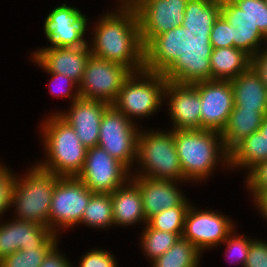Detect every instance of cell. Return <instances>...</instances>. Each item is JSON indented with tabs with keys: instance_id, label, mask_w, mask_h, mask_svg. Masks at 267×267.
I'll return each mask as SVG.
<instances>
[{
	"instance_id": "1",
	"label": "cell",
	"mask_w": 267,
	"mask_h": 267,
	"mask_svg": "<svg viewBox=\"0 0 267 267\" xmlns=\"http://www.w3.org/2000/svg\"><path fill=\"white\" fill-rule=\"evenodd\" d=\"M210 33L188 31L180 25L156 36L144 48V69L178 84L211 80Z\"/></svg>"
},
{
	"instance_id": "2",
	"label": "cell",
	"mask_w": 267,
	"mask_h": 267,
	"mask_svg": "<svg viewBox=\"0 0 267 267\" xmlns=\"http://www.w3.org/2000/svg\"><path fill=\"white\" fill-rule=\"evenodd\" d=\"M120 11L105 14L96 24L91 55L119 63L132 72L144 69V47L138 17L130 4H121Z\"/></svg>"
},
{
	"instance_id": "3",
	"label": "cell",
	"mask_w": 267,
	"mask_h": 267,
	"mask_svg": "<svg viewBox=\"0 0 267 267\" xmlns=\"http://www.w3.org/2000/svg\"><path fill=\"white\" fill-rule=\"evenodd\" d=\"M174 141L185 181L205 179L215 170L213 168L219 159L229 166V152L223 144L221 132L179 129L174 130Z\"/></svg>"
},
{
	"instance_id": "4",
	"label": "cell",
	"mask_w": 267,
	"mask_h": 267,
	"mask_svg": "<svg viewBox=\"0 0 267 267\" xmlns=\"http://www.w3.org/2000/svg\"><path fill=\"white\" fill-rule=\"evenodd\" d=\"M47 161L38 164L59 177H77L83 169L87 148L75 130L57 113L43 122Z\"/></svg>"
},
{
	"instance_id": "5",
	"label": "cell",
	"mask_w": 267,
	"mask_h": 267,
	"mask_svg": "<svg viewBox=\"0 0 267 267\" xmlns=\"http://www.w3.org/2000/svg\"><path fill=\"white\" fill-rule=\"evenodd\" d=\"M36 164L27 172L24 179L19 180L16 175L11 205L16 208V219L48 227L52 195L59 176Z\"/></svg>"
},
{
	"instance_id": "6",
	"label": "cell",
	"mask_w": 267,
	"mask_h": 267,
	"mask_svg": "<svg viewBox=\"0 0 267 267\" xmlns=\"http://www.w3.org/2000/svg\"><path fill=\"white\" fill-rule=\"evenodd\" d=\"M137 159L144 168L137 176L184 181L183 171L174 141V130L139 132ZM145 170V172H144Z\"/></svg>"
},
{
	"instance_id": "7",
	"label": "cell",
	"mask_w": 267,
	"mask_h": 267,
	"mask_svg": "<svg viewBox=\"0 0 267 267\" xmlns=\"http://www.w3.org/2000/svg\"><path fill=\"white\" fill-rule=\"evenodd\" d=\"M138 75L142 80L137 79ZM166 84L167 80L162 73L145 69L132 72L124 82L112 106L132 121V116L138 118L152 115L164 101Z\"/></svg>"
},
{
	"instance_id": "8",
	"label": "cell",
	"mask_w": 267,
	"mask_h": 267,
	"mask_svg": "<svg viewBox=\"0 0 267 267\" xmlns=\"http://www.w3.org/2000/svg\"><path fill=\"white\" fill-rule=\"evenodd\" d=\"M93 194L78 177H59L54 187L48 215V227L51 231L57 234V226L69 228L80 224Z\"/></svg>"
},
{
	"instance_id": "9",
	"label": "cell",
	"mask_w": 267,
	"mask_h": 267,
	"mask_svg": "<svg viewBox=\"0 0 267 267\" xmlns=\"http://www.w3.org/2000/svg\"><path fill=\"white\" fill-rule=\"evenodd\" d=\"M131 73L130 69L119 63L90 55L77 87L80 97L112 105Z\"/></svg>"
},
{
	"instance_id": "10",
	"label": "cell",
	"mask_w": 267,
	"mask_h": 267,
	"mask_svg": "<svg viewBox=\"0 0 267 267\" xmlns=\"http://www.w3.org/2000/svg\"><path fill=\"white\" fill-rule=\"evenodd\" d=\"M138 134L133 121L110 105L102 115L98 146L131 170V162L137 160Z\"/></svg>"
},
{
	"instance_id": "11",
	"label": "cell",
	"mask_w": 267,
	"mask_h": 267,
	"mask_svg": "<svg viewBox=\"0 0 267 267\" xmlns=\"http://www.w3.org/2000/svg\"><path fill=\"white\" fill-rule=\"evenodd\" d=\"M189 0H132L145 48L156 36L182 25Z\"/></svg>"
},
{
	"instance_id": "12",
	"label": "cell",
	"mask_w": 267,
	"mask_h": 267,
	"mask_svg": "<svg viewBox=\"0 0 267 267\" xmlns=\"http://www.w3.org/2000/svg\"><path fill=\"white\" fill-rule=\"evenodd\" d=\"M129 169L105 149H87L85 163L77 176L93 193H112L130 181ZM126 182V183H125Z\"/></svg>"
},
{
	"instance_id": "13",
	"label": "cell",
	"mask_w": 267,
	"mask_h": 267,
	"mask_svg": "<svg viewBox=\"0 0 267 267\" xmlns=\"http://www.w3.org/2000/svg\"><path fill=\"white\" fill-rule=\"evenodd\" d=\"M201 101V129L222 132L234 108V94L229 80H206L192 84Z\"/></svg>"
},
{
	"instance_id": "14",
	"label": "cell",
	"mask_w": 267,
	"mask_h": 267,
	"mask_svg": "<svg viewBox=\"0 0 267 267\" xmlns=\"http://www.w3.org/2000/svg\"><path fill=\"white\" fill-rule=\"evenodd\" d=\"M233 230V223L228 217L216 211L193 209L190 204L184 219L182 238L203 251L222 243Z\"/></svg>"
},
{
	"instance_id": "15",
	"label": "cell",
	"mask_w": 267,
	"mask_h": 267,
	"mask_svg": "<svg viewBox=\"0 0 267 267\" xmlns=\"http://www.w3.org/2000/svg\"><path fill=\"white\" fill-rule=\"evenodd\" d=\"M57 235L45 225L16 219L0 225V261L21 249L53 248Z\"/></svg>"
},
{
	"instance_id": "16",
	"label": "cell",
	"mask_w": 267,
	"mask_h": 267,
	"mask_svg": "<svg viewBox=\"0 0 267 267\" xmlns=\"http://www.w3.org/2000/svg\"><path fill=\"white\" fill-rule=\"evenodd\" d=\"M84 15L65 3L53 9L44 23V33L51 43L49 47L88 45L84 39L88 19Z\"/></svg>"
},
{
	"instance_id": "17",
	"label": "cell",
	"mask_w": 267,
	"mask_h": 267,
	"mask_svg": "<svg viewBox=\"0 0 267 267\" xmlns=\"http://www.w3.org/2000/svg\"><path fill=\"white\" fill-rule=\"evenodd\" d=\"M34 61L46 72L63 74L80 84L88 58L90 45L81 47H48L33 53Z\"/></svg>"
},
{
	"instance_id": "18",
	"label": "cell",
	"mask_w": 267,
	"mask_h": 267,
	"mask_svg": "<svg viewBox=\"0 0 267 267\" xmlns=\"http://www.w3.org/2000/svg\"><path fill=\"white\" fill-rule=\"evenodd\" d=\"M110 105L98 100L79 97L72 102L68 113H57L74 130L81 143L87 148L98 146L102 115Z\"/></svg>"
},
{
	"instance_id": "19",
	"label": "cell",
	"mask_w": 267,
	"mask_h": 267,
	"mask_svg": "<svg viewBox=\"0 0 267 267\" xmlns=\"http://www.w3.org/2000/svg\"><path fill=\"white\" fill-rule=\"evenodd\" d=\"M164 97L169 99L173 130L201 129V101L198 90L192 84L167 81Z\"/></svg>"
},
{
	"instance_id": "20",
	"label": "cell",
	"mask_w": 267,
	"mask_h": 267,
	"mask_svg": "<svg viewBox=\"0 0 267 267\" xmlns=\"http://www.w3.org/2000/svg\"><path fill=\"white\" fill-rule=\"evenodd\" d=\"M133 180L140 190L144 214L148 220L153 215L176 206L187 198L175 186L176 182L168 179H155L134 176Z\"/></svg>"
},
{
	"instance_id": "21",
	"label": "cell",
	"mask_w": 267,
	"mask_h": 267,
	"mask_svg": "<svg viewBox=\"0 0 267 267\" xmlns=\"http://www.w3.org/2000/svg\"><path fill=\"white\" fill-rule=\"evenodd\" d=\"M220 14L234 27V48L243 50L251 58L260 51L262 40L267 41V38L259 31L257 25H254L246 16L244 11L232 1H221Z\"/></svg>"
},
{
	"instance_id": "22",
	"label": "cell",
	"mask_w": 267,
	"mask_h": 267,
	"mask_svg": "<svg viewBox=\"0 0 267 267\" xmlns=\"http://www.w3.org/2000/svg\"><path fill=\"white\" fill-rule=\"evenodd\" d=\"M230 83L236 108L258 109L262 114L267 115V87L252 66Z\"/></svg>"
},
{
	"instance_id": "23",
	"label": "cell",
	"mask_w": 267,
	"mask_h": 267,
	"mask_svg": "<svg viewBox=\"0 0 267 267\" xmlns=\"http://www.w3.org/2000/svg\"><path fill=\"white\" fill-rule=\"evenodd\" d=\"M131 181L111 193L114 225L128 226L136 222L147 224L140 190L138 185L133 180Z\"/></svg>"
},
{
	"instance_id": "24",
	"label": "cell",
	"mask_w": 267,
	"mask_h": 267,
	"mask_svg": "<svg viewBox=\"0 0 267 267\" xmlns=\"http://www.w3.org/2000/svg\"><path fill=\"white\" fill-rule=\"evenodd\" d=\"M265 115L258 109L236 108L230 113L228 123L221 132L223 144L230 152L239 142L259 131Z\"/></svg>"
},
{
	"instance_id": "25",
	"label": "cell",
	"mask_w": 267,
	"mask_h": 267,
	"mask_svg": "<svg viewBox=\"0 0 267 267\" xmlns=\"http://www.w3.org/2000/svg\"><path fill=\"white\" fill-rule=\"evenodd\" d=\"M251 66V57L234 47L213 49L210 56L211 79L233 80Z\"/></svg>"
},
{
	"instance_id": "26",
	"label": "cell",
	"mask_w": 267,
	"mask_h": 267,
	"mask_svg": "<svg viewBox=\"0 0 267 267\" xmlns=\"http://www.w3.org/2000/svg\"><path fill=\"white\" fill-rule=\"evenodd\" d=\"M267 160V138L259 131L253 132L229 152V167H248L249 171Z\"/></svg>"
},
{
	"instance_id": "27",
	"label": "cell",
	"mask_w": 267,
	"mask_h": 267,
	"mask_svg": "<svg viewBox=\"0 0 267 267\" xmlns=\"http://www.w3.org/2000/svg\"><path fill=\"white\" fill-rule=\"evenodd\" d=\"M221 0H189L182 26L188 31L211 32L220 15Z\"/></svg>"
},
{
	"instance_id": "28",
	"label": "cell",
	"mask_w": 267,
	"mask_h": 267,
	"mask_svg": "<svg viewBox=\"0 0 267 267\" xmlns=\"http://www.w3.org/2000/svg\"><path fill=\"white\" fill-rule=\"evenodd\" d=\"M201 252L189 240L180 237L167 252L152 261V266L198 267Z\"/></svg>"
},
{
	"instance_id": "29",
	"label": "cell",
	"mask_w": 267,
	"mask_h": 267,
	"mask_svg": "<svg viewBox=\"0 0 267 267\" xmlns=\"http://www.w3.org/2000/svg\"><path fill=\"white\" fill-rule=\"evenodd\" d=\"M80 223L95 228L113 226L111 193H94L84 210Z\"/></svg>"
},
{
	"instance_id": "30",
	"label": "cell",
	"mask_w": 267,
	"mask_h": 267,
	"mask_svg": "<svg viewBox=\"0 0 267 267\" xmlns=\"http://www.w3.org/2000/svg\"><path fill=\"white\" fill-rule=\"evenodd\" d=\"M190 202L186 199L180 206L162 210L150 217L147 224L160 231H166L170 233H176L182 237L184 229V219L186 212L189 208Z\"/></svg>"
},
{
	"instance_id": "31",
	"label": "cell",
	"mask_w": 267,
	"mask_h": 267,
	"mask_svg": "<svg viewBox=\"0 0 267 267\" xmlns=\"http://www.w3.org/2000/svg\"><path fill=\"white\" fill-rule=\"evenodd\" d=\"M143 231L141 246L151 262L167 252L180 238L176 233L153 229L148 224Z\"/></svg>"
},
{
	"instance_id": "32",
	"label": "cell",
	"mask_w": 267,
	"mask_h": 267,
	"mask_svg": "<svg viewBox=\"0 0 267 267\" xmlns=\"http://www.w3.org/2000/svg\"><path fill=\"white\" fill-rule=\"evenodd\" d=\"M52 248L21 249L0 261V267H40Z\"/></svg>"
},
{
	"instance_id": "33",
	"label": "cell",
	"mask_w": 267,
	"mask_h": 267,
	"mask_svg": "<svg viewBox=\"0 0 267 267\" xmlns=\"http://www.w3.org/2000/svg\"><path fill=\"white\" fill-rule=\"evenodd\" d=\"M233 3L245 12L246 16L267 38V4L264 0H234Z\"/></svg>"
},
{
	"instance_id": "34",
	"label": "cell",
	"mask_w": 267,
	"mask_h": 267,
	"mask_svg": "<svg viewBox=\"0 0 267 267\" xmlns=\"http://www.w3.org/2000/svg\"><path fill=\"white\" fill-rule=\"evenodd\" d=\"M233 39L234 27L220 14L210 33L211 46L213 49L233 47Z\"/></svg>"
},
{
	"instance_id": "35",
	"label": "cell",
	"mask_w": 267,
	"mask_h": 267,
	"mask_svg": "<svg viewBox=\"0 0 267 267\" xmlns=\"http://www.w3.org/2000/svg\"><path fill=\"white\" fill-rule=\"evenodd\" d=\"M247 187L253 193L254 200L267 191V160L260 162L249 171Z\"/></svg>"
},
{
	"instance_id": "36",
	"label": "cell",
	"mask_w": 267,
	"mask_h": 267,
	"mask_svg": "<svg viewBox=\"0 0 267 267\" xmlns=\"http://www.w3.org/2000/svg\"><path fill=\"white\" fill-rule=\"evenodd\" d=\"M235 230H233L227 237L226 239L223 241V243H227V248L226 251L231 253V257L233 258H237V261H241L239 263H242L243 267L246 264V260L248 257V252H249V248L251 245V241L253 239H249L243 237V235L240 237L237 235H232V233H234ZM232 235V236H231ZM230 257V258H231ZM236 261V262H237Z\"/></svg>"
},
{
	"instance_id": "37",
	"label": "cell",
	"mask_w": 267,
	"mask_h": 267,
	"mask_svg": "<svg viewBox=\"0 0 267 267\" xmlns=\"http://www.w3.org/2000/svg\"><path fill=\"white\" fill-rule=\"evenodd\" d=\"M0 165V216L11 207L12 190L16 176L14 177L10 169Z\"/></svg>"
},
{
	"instance_id": "38",
	"label": "cell",
	"mask_w": 267,
	"mask_h": 267,
	"mask_svg": "<svg viewBox=\"0 0 267 267\" xmlns=\"http://www.w3.org/2000/svg\"><path fill=\"white\" fill-rule=\"evenodd\" d=\"M79 264V267H117L113 255L102 249L88 251Z\"/></svg>"
},
{
	"instance_id": "39",
	"label": "cell",
	"mask_w": 267,
	"mask_h": 267,
	"mask_svg": "<svg viewBox=\"0 0 267 267\" xmlns=\"http://www.w3.org/2000/svg\"><path fill=\"white\" fill-rule=\"evenodd\" d=\"M244 267H267V242L252 240Z\"/></svg>"
},
{
	"instance_id": "40",
	"label": "cell",
	"mask_w": 267,
	"mask_h": 267,
	"mask_svg": "<svg viewBox=\"0 0 267 267\" xmlns=\"http://www.w3.org/2000/svg\"><path fill=\"white\" fill-rule=\"evenodd\" d=\"M48 74L52 75L53 78H51V80L53 81V83L57 82V80H58L57 83H62V82L64 83V85H63V83L59 85V88H60L59 90H56V91L54 89L51 90V93H53V95L55 93V95L57 97L60 94L62 96V98H63V96L69 97L71 99L73 98L72 102L76 101L80 97L78 89H76L77 92H75L73 97L71 96V93H70L71 89L75 87L74 86L75 84H77L74 80L70 79L69 77H67L63 74H58V73H53V72H48ZM57 83H55V84H57ZM63 86H67V87L64 89Z\"/></svg>"
},
{
	"instance_id": "41",
	"label": "cell",
	"mask_w": 267,
	"mask_h": 267,
	"mask_svg": "<svg viewBox=\"0 0 267 267\" xmlns=\"http://www.w3.org/2000/svg\"><path fill=\"white\" fill-rule=\"evenodd\" d=\"M251 66L260 75L261 80L267 87V48L259 51L251 58Z\"/></svg>"
},
{
	"instance_id": "42",
	"label": "cell",
	"mask_w": 267,
	"mask_h": 267,
	"mask_svg": "<svg viewBox=\"0 0 267 267\" xmlns=\"http://www.w3.org/2000/svg\"><path fill=\"white\" fill-rule=\"evenodd\" d=\"M69 263L67 258L58 252L57 245H55L45 256L40 267H71Z\"/></svg>"
},
{
	"instance_id": "43",
	"label": "cell",
	"mask_w": 267,
	"mask_h": 267,
	"mask_svg": "<svg viewBox=\"0 0 267 267\" xmlns=\"http://www.w3.org/2000/svg\"><path fill=\"white\" fill-rule=\"evenodd\" d=\"M254 202L258 206L262 216L267 220V191L263 192Z\"/></svg>"
},
{
	"instance_id": "44",
	"label": "cell",
	"mask_w": 267,
	"mask_h": 267,
	"mask_svg": "<svg viewBox=\"0 0 267 267\" xmlns=\"http://www.w3.org/2000/svg\"><path fill=\"white\" fill-rule=\"evenodd\" d=\"M259 132L267 138V115H265L262 124L259 128Z\"/></svg>"
},
{
	"instance_id": "45",
	"label": "cell",
	"mask_w": 267,
	"mask_h": 267,
	"mask_svg": "<svg viewBox=\"0 0 267 267\" xmlns=\"http://www.w3.org/2000/svg\"><path fill=\"white\" fill-rule=\"evenodd\" d=\"M132 0H122L120 5L121 4H130Z\"/></svg>"
}]
</instances>
